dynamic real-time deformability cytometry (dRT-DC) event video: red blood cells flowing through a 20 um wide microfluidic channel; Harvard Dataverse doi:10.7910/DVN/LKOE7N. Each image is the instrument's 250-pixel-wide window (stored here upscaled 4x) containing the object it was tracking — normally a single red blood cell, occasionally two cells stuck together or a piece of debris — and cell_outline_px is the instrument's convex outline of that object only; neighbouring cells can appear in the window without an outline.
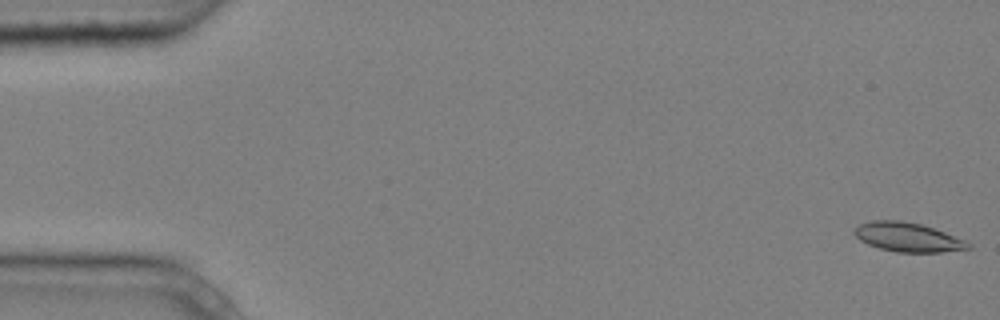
{"species": "common noctule bat (a hibernating species)", "species_latin": "Nyctalus noctula", "temperature_condition": "cold", "stored_images_in_passage": 4, "camera_frame_rate_fps": 3000, "um_per_image_px": 0.085, "animal": {"sex": "male", "body_mass_g": 20.4}, "frame": {"image": 1, "passage_image": 1, "time_ms": 0.0, "image_size_px": [1000, 320], "cell_outline_px": [[972, 248], [940, 252], [896, 252], [880, 248], [868, 244], [860, 240], [852, 232], [860, 224], [872, 220], [900, 220], [920, 224], [944, 232], [964, 240], [972, 244]], "centroid_in_image_um": [77.15, 20.16], "position_along_channel_um": 7.9, "area_um2": 19.13}}